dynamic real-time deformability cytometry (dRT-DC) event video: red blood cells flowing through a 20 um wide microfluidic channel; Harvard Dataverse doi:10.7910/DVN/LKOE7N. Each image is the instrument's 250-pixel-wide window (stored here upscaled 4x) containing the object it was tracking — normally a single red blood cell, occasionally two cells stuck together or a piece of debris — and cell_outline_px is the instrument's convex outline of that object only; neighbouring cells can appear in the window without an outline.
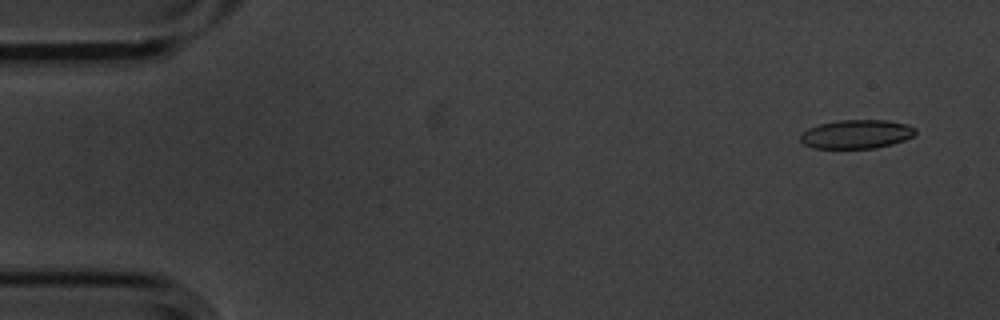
{"species": "common noctule bat (a hibernating species)", "species_latin": "Nyctalus noctula", "temperature_condition": "cold", "stored_images_in_passage": 55, "camera_frame_rate_fps": 3000, "um_per_image_px": 0.085, "animal": {"sex": "male", "body_mass_g": 20.1, "forearm_length_mm": 53.5}, "frame": {"image": 1, "passage_image": 3, "time_ms": 0.667, "image_size_px": [1000, 320], "cell_outline_px": [[916, 132], [912, 136], [904, 140], [892, 144], [876, 148], [812, 148], [804, 144], [800, 140], [800, 136], [808, 128], [820, 124], [840, 120], [888, 120], [908, 124], [916, 128]], "centroid_in_image_um": [72.82, 11.4], "position_along_channel_um": 12.2, "area_um2": 19.31}}
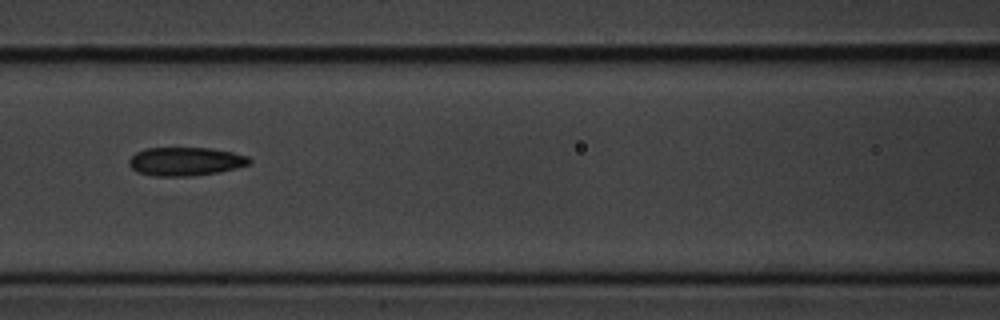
{"frame": {"image": 2, "passage_image": 24, "time_ms": 7.667, "image_size_px": [1000, 320], "cell_outline_px": [[252, 164], [220, 172], [192, 176], [152, 176], [136, 172], [128, 164], [128, 160], [136, 152], [144, 148], [208, 148], [232, 152], [248, 156], [252, 160]], "centroid_in_image_um": [15.77, 13.73], "position_along_channel_um": 150.8, "area_um2": 20.23}}
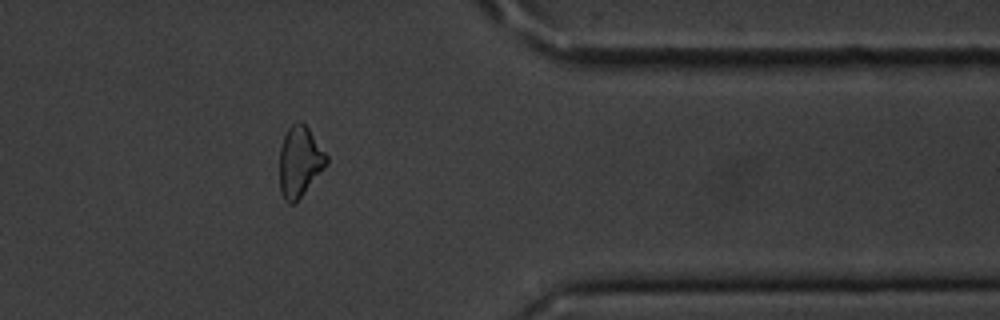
{"frame": {"image": 3, "passage_image": 45, "time_ms": 14.667, "image_size_px": [1000, 320], "cell_outline_px": [[328, 164], [300, 196], [292, 204], [288, 204], [284, 200], [280, 192], [280, 148], [284, 136], [288, 128], [292, 124], [300, 120], [308, 128], [328, 156]], "centroid_in_image_um": [25.47, 13.72], "position_along_channel_um": 385.9, "area_um2": 19.07}, "authors_computed_cell_mechanics": {"area_um2": 19.8832, "velocity_mm_per_s": 3.574, "shape_relaxation_time_tau1_ms": 3.9639, "shape_relaxation_time_tau2_ms": 3.0652, "deformation_change_tau1": 0.1311, "deformation_change_tau2": 0.1172}}